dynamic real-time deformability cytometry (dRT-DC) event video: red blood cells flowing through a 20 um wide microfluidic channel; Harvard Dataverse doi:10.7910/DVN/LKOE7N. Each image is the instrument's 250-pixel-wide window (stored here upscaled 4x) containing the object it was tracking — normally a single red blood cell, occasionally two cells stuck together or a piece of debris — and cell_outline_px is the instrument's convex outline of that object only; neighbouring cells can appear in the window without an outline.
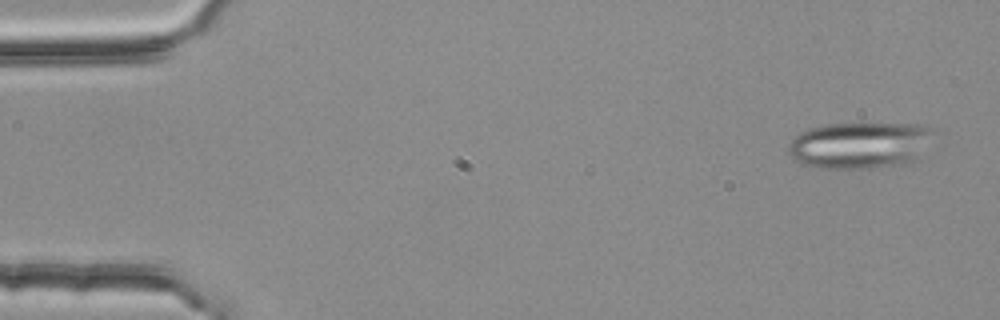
{"species": "common noctule bat (a hibernating species)", "species_latin": "Nyctalus noctula", "temperature_condition": "room temperature", "stored_images_in_passage": 54, "segment_of_instrument_passage": [1, 2], "camera_frame_rate_fps": 3000, "um_per_image_px": 0.085, "animal": {"sex": "female", "body_mass_g": 25.1}, "frame": {"image": 1, "passage_image": 3, "time_ms": 0.667, "image_size_px": [1000, 320], "cell_outline_px": [[936, 128], [920, 160], [908, 164], [860, 168], [824, 168], [808, 164], [796, 160], [788, 152], [788, 144], [800, 132], [808, 128], [828, 124], [920, 124]], "centroid_in_image_um": [73.18, 12.33], "position_along_channel_um": 11.8, "area_um2": 39.54}}